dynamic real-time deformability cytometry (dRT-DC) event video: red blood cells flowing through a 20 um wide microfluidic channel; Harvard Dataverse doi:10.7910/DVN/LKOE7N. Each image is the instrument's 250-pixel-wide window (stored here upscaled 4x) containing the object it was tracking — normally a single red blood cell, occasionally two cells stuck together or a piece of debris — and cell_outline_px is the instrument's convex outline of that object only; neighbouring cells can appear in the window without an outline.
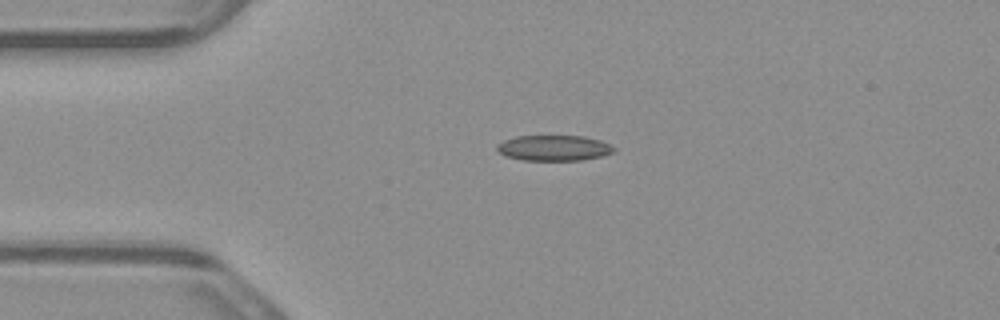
{"species": "common noctule bat (a hibernating species)", "species_latin": "Nyctalus noctula", "temperature_condition": "warm", "stored_images_in_passage": 2, "camera_frame_rate_fps": 3000, "um_per_image_px": 0.085, "animal": {"sex": "male", "body_mass_g": 23.1, "forearm_length_mm": 52.7}, "frame": {"image": 1, "passage_image": 1, "time_ms": 0.0, "image_size_px": [1000, 320], "cell_outline_px": [[616, 152], [600, 156], [580, 160], [524, 160], [504, 156], [496, 148], [496, 144], [504, 140], [516, 136], [584, 136], [600, 140], [616, 148]], "centroid_in_image_um": [47.07, 12.57], "position_along_channel_um": 37.9, "area_um2": 17.4}}